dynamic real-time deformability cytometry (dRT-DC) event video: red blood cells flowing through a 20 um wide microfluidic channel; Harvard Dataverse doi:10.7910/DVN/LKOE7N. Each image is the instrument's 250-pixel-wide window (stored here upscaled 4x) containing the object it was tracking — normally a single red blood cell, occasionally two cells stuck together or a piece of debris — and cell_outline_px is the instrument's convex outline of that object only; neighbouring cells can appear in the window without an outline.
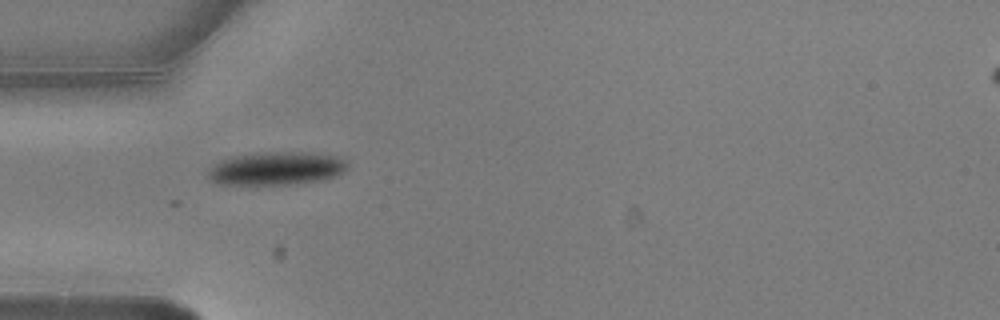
{"species": "common noctule bat (a hibernating species)", "species_latin": "Nyctalus noctula", "temperature_condition": "warm", "stored_images_in_passage": 1, "camera_frame_rate_fps": 3000, "um_per_image_px": 0.085, "animal": {"sex": "male", "body_mass_g": 20.5, "forearm_length_mm": 52.5}, "frame": {"image": 1, "passage_image": 1, "time_ms": 0.0, "image_size_px": [1000, 320], "cell_outline_px": [[348, 168], [344, 172], [336, 176], [324, 180], [300, 184], [216, 184], [208, 176], [208, 168], [220, 160], [232, 156], [276, 152], [312, 152], [344, 156], [348, 164]], "centroid_in_image_um": [23.58, 14.31], "position_along_channel_um": 61.4, "area_um2": 27.4}}